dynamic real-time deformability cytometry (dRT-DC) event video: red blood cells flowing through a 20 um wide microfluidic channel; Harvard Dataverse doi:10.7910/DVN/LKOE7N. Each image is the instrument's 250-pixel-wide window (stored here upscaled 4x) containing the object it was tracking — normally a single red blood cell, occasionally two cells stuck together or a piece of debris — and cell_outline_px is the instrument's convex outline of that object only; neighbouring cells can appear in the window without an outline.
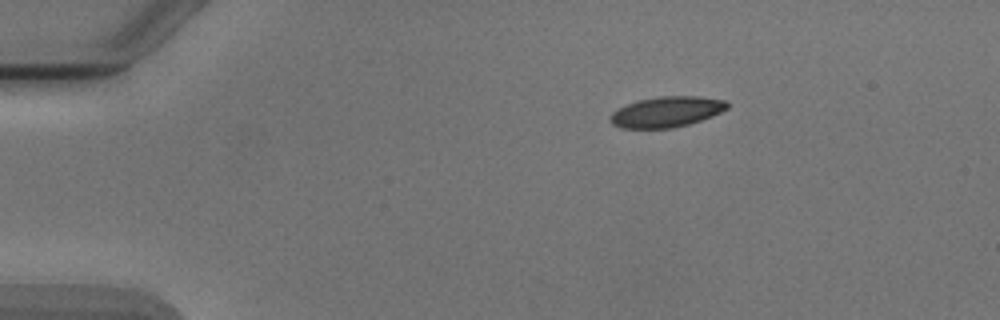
{"species": "Egyptian fruit bat (a non-hibernating species)", "species_latin": "Rousettus aegyptiacus", "temperature_condition": "cold", "stored_images_in_passage": 3, "camera_frame_rate_fps": 3000, "um_per_image_px": 0.085, "animal": {"sex": "male"}, "frame": {"image": 1, "passage_image": 1, "time_ms": 0.0, "image_size_px": [1000, 320], "cell_outline_px": [[728, 108], [712, 116], [688, 124], [672, 128], [620, 128], [612, 124], [608, 120], [612, 112], [628, 104], [640, 100], [660, 96], [696, 96], [724, 100], [728, 104]], "centroid_in_image_um": [56.64, 9.51], "position_along_channel_um": 28.4, "area_um2": 20.63}}